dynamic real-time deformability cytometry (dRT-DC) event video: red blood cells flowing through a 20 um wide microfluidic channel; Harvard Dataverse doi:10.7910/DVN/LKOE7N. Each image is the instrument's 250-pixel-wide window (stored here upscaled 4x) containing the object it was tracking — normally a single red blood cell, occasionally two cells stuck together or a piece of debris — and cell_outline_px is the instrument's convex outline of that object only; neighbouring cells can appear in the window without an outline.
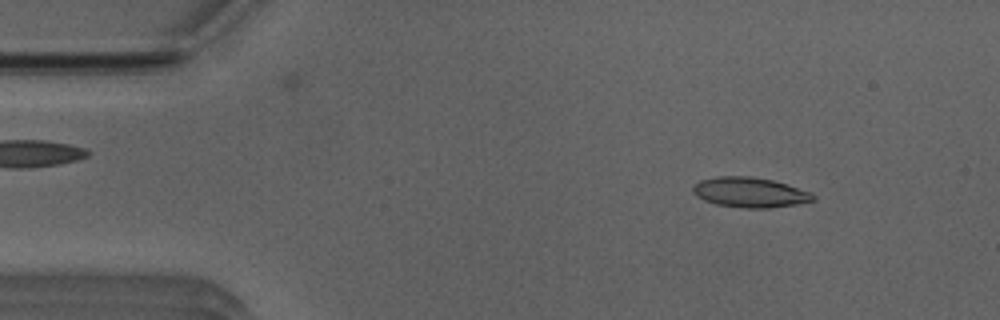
{"species": "Egyptian fruit bat (a non-hibernating species)", "species_latin": "Rousettus aegyptiacus", "temperature_condition": "room temperature", "stored_images_in_passage": 51, "camera_frame_rate_fps": 3000, "um_per_image_px": 0.085, "animal": {"sex": "male"}, "frame": {"image": 1, "passage_image": 6, "time_ms": 1.667, "image_size_px": [1000, 320], "cell_outline_px": [[816, 200], [796, 204], [768, 208], [744, 208], [716, 204], [704, 200], [696, 196], [692, 192], [692, 188], [700, 180], [716, 176], [748, 176], [772, 180], [812, 192], [816, 196]], "centroid_in_image_um": [63.74, 16.35], "position_along_channel_um": 21.3, "area_um2": 21.04}}
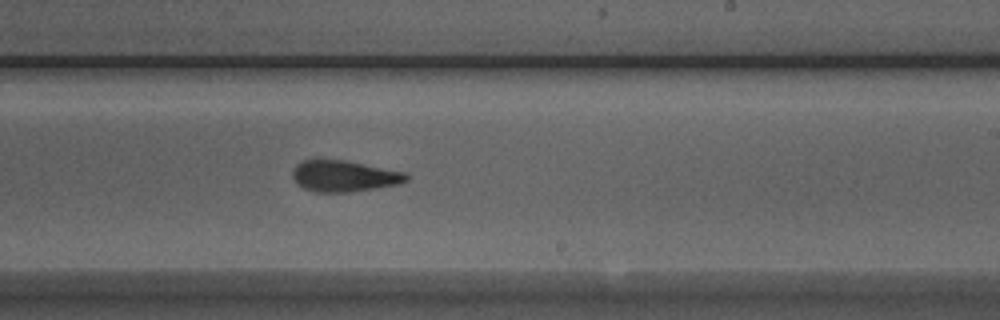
{"frame": {"image": 2, "passage_image": 30, "time_ms": 9.667, "image_size_px": [1000, 320], "cell_outline_px": [[408, 180], [400, 184], [376, 188], [348, 192], [316, 192], [304, 188], [292, 176], [292, 172], [296, 164], [304, 160], [344, 160], [404, 172], [408, 176]], "centroid_in_image_um": [29.26, 14.97], "position_along_channel_um": 259.7, "area_um2": 20.4}}
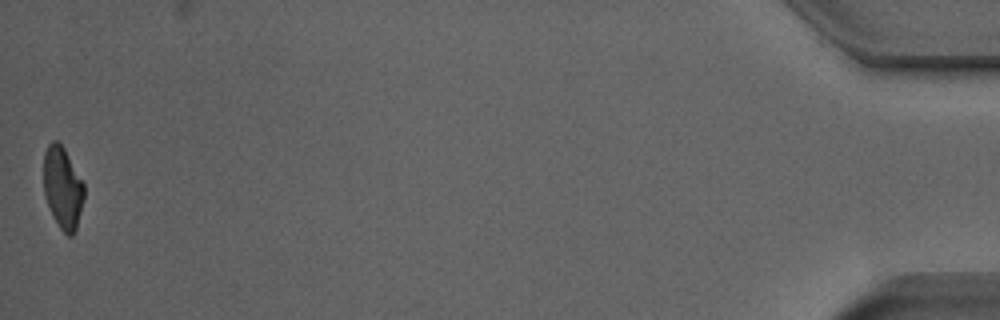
{"frame": {"image": 3, "passage_image": 51, "time_ms": 16.667, "image_size_px": [1000, 320], "cell_outline_px": [[84, 200], [76, 228], [72, 236], [68, 236], [60, 228], [52, 216], [44, 196], [44, 152], [48, 144], [52, 140], [56, 140], [64, 148], [84, 184]], "centroid_in_image_um": [5.32, 15.97], "position_along_channel_um": 429.9, "area_um2": 19.31}, "authors_computed_cell_mechanics": {"area_um2": 20.8658, "velocity_mm_per_s": 3.9204, "shape_relaxation_time_tau1_ms": 5.0249, "shape_relaxation_time_tau2_ms": 2.5135, "deformation_change_tau1": 0.1409, "deformation_change_tau2": 0.1092}}